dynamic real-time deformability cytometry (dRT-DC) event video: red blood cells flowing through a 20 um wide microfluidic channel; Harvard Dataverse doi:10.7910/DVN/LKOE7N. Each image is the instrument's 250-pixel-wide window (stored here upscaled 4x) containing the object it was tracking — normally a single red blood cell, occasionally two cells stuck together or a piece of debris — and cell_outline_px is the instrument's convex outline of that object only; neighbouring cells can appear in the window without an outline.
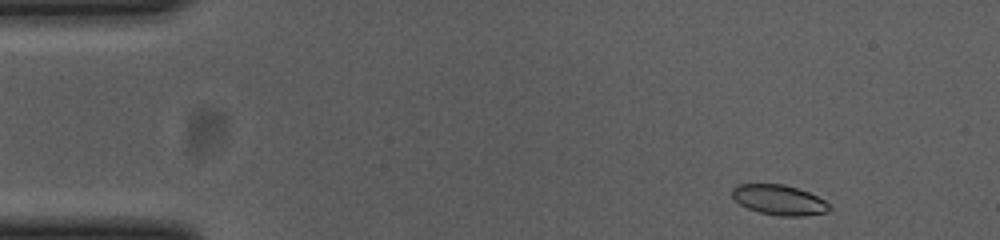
{"species": "common noctule bat (a hibernating species)", "species_latin": "Nyctalus noctula", "temperature_condition": "cold", "stored_images_in_passage": 50, "camera_frame_rate_fps": 3000, "um_per_image_px": 0.085, "animal": {"sex": "female", "body_mass_g": 23.0, "forearm_length_mm": 53.4}, "frame": {"image": 1, "passage_image": 1, "time_ms": 0.0, "image_size_px": [1000, 240], "cell_outline_px": [[832, 208], [828, 212], [804, 216], [780, 216], [760, 212], [748, 208], [740, 204], [732, 196], [732, 188], [740, 184], [784, 184], [808, 192], [832, 204]], "centroid_in_image_um": [66.27, 17.0], "position_along_channel_um": 18.7, "area_um2": 17.05}}
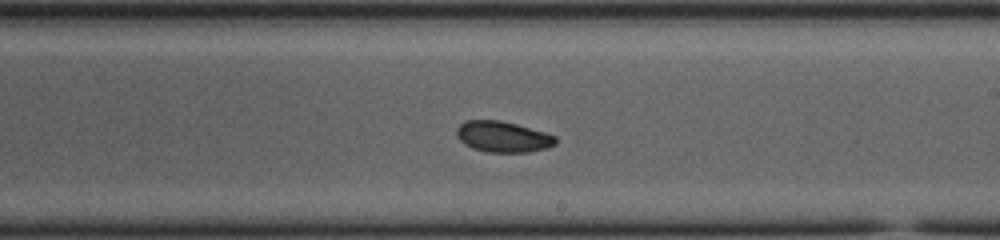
{"frame": {"image": 2, "passage_image": 27, "time_ms": 8.667, "image_size_px": [1000, 240], "cell_outline_px": [[556, 144], [548, 148], [528, 152], [488, 152], [472, 148], [464, 144], [456, 136], [456, 128], [464, 120], [500, 120], [516, 124], [544, 132], [556, 136]], "centroid_in_image_um": [42.72, 11.62], "position_along_channel_um": 246.3, "area_um2": 17.92}}
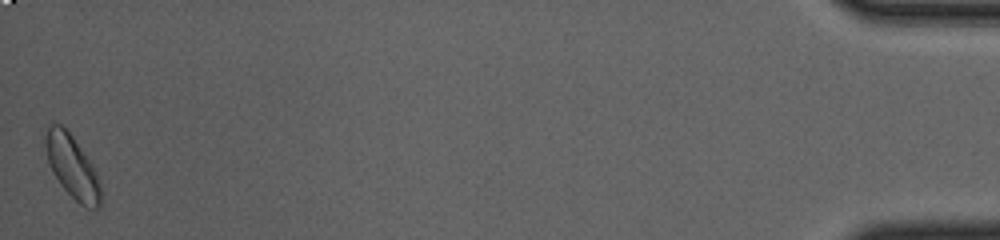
{"frame": {"image": 3, "passage_image": 50, "time_ms": 16.333, "image_size_px": [1000, 240], "cell_outline_px": [[100, 208], [88, 208], [80, 204], [60, 184], [52, 172], [48, 160], [44, 140], [48, 128], [52, 124], [60, 124], [72, 136], [88, 160], [96, 176], [100, 188]], "centroid_in_image_um": [6.1, 14.19], "position_along_channel_um": 429.1, "area_um2": 19.36}, "authors_computed_cell_mechanics": {"area_um2": 18.0914, "velocity_mm_per_s": 3.6695, "shape_relaxation_time_tau1_ms": 1.6504, "shape_relaxation_time_tau2_ms": 6.7334, "deformation_change_tau1": 0.0885, "deformation_change_tau2": 0.0886}}